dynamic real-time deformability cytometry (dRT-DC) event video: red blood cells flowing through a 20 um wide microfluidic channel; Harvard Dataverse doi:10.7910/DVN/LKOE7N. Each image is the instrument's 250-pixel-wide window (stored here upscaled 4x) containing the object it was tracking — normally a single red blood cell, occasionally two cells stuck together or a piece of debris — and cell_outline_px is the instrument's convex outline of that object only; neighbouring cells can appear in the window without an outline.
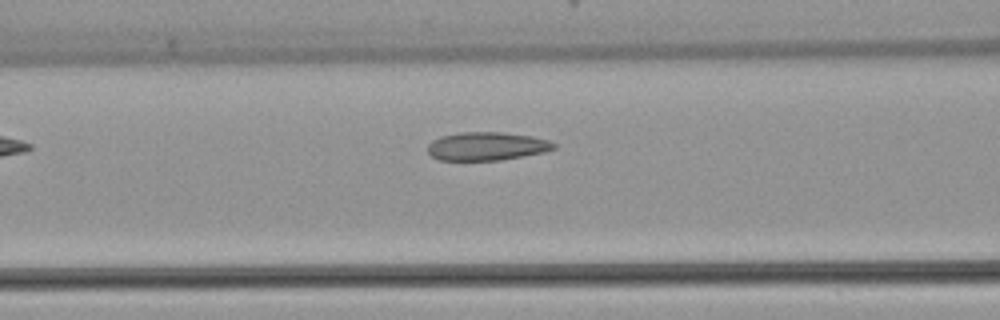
{"species": "common noctule bat (a hibernating species)", "species_latin": "Nyctalus noctula", "temperature_condition": "warm", "stored_images_in_passage": 3, "camera_frame_rate_fps": 3000, "um_per_image_px": 0.085, "animal": {"sex": "female", "body_mass_g": 22.7, "forearm_length_mm": 54.2}, "frame": {"image": 1, "passage_image": 3, "time_ms": 2.667, "image_size_px": [1000, 320], "cell_outline_px": [[556, 148], [544, 152], [524, 156], [500, 160], [440, 160], [432, 156], [428, 152], [428, 144], [432, 140], [440, 136], [464, 132], [500, 132], [532, 136], [548, 140], [556, 144]], "centroid_in_image_um": [41.38, 12.43], "position_along_channel_um": 125.2, "area_um2": 20.81}}